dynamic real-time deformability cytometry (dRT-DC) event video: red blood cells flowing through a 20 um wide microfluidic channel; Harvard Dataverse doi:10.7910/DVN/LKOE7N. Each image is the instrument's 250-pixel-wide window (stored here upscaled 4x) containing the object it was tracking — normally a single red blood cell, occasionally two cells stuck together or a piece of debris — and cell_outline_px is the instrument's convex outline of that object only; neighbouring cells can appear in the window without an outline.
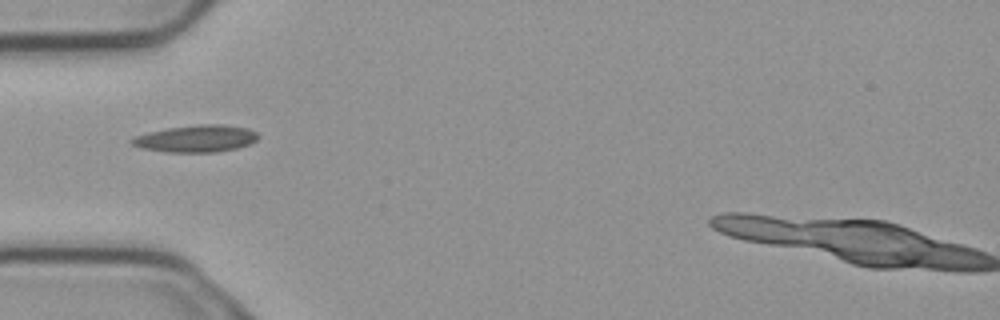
{"species": "common noctule bat (a hibernating species)", "species_latin": "Nyctalus noctula", "temperature_condition": "cold", "stored_images_in_passage": 2, "camera_frame_rate_fps": 3000, "um_per_image_px": 0.085, "animal": {"sex": "male", "body_mass_g": 23.1, "forearm_length_mm": 52.7}, "frame": {"image": 1, "passage_image": 1, "time_ms": 0.0, "image_size_px": [1000, 320], "cell_outline_px": [[260, 136], [252, 144], [236, 148], [216, 152], [164, 152], [140, 148], [132, 144], [128, 140], [136, 136], [148, 132], [168, 128], [200, 124], [224, 124], [248, 128], [256, 132]], "centroid_in_image_um": [16.69, 11.78], "position_along_channel_um": 68.3, "area_um2": 20.06}}
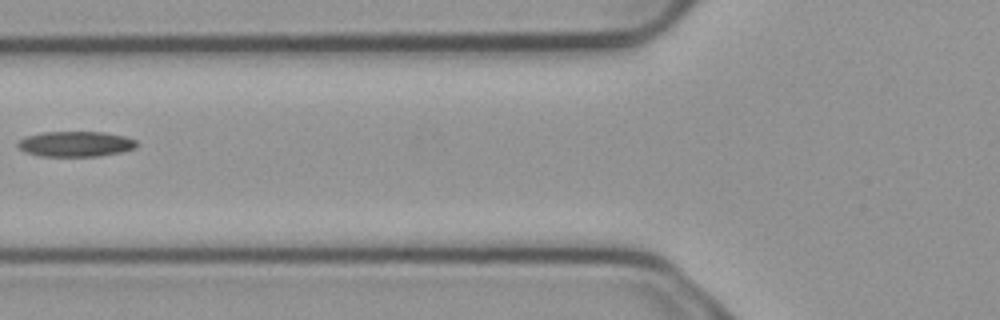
{"frame": {"image": 2, "passage_image": 2, "time_ms": 0.333, "image_size_px": [1000, 320], "cell_outline_px": [[136, 148], [124, 152], [96, 156], [40, 156], [28, 152], [20, 148], [16, 144], [20, 140], [28, 136], [44, 132], [104, 132], [124, 136], [136, 140]], "centroid_in_image_um": [6.47, 12.24], "position_along_channel_um": 119.3, "area_um2": 17.4}}